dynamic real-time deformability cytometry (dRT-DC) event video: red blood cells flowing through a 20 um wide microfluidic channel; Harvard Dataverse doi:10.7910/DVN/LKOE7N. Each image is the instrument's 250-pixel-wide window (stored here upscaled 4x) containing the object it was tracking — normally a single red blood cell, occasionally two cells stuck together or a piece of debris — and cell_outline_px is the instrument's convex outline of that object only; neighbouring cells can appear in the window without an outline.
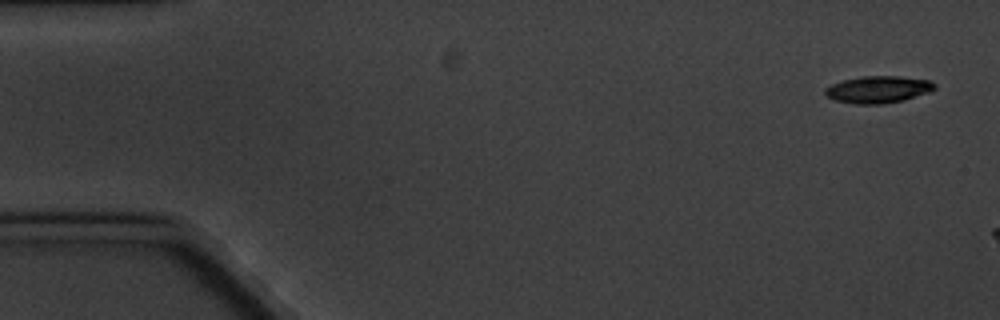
{"species": "common noctule bat (a hibernating species)", "species_latin": "Nyctalus noctula", "temperature_condition": "cold", "stored_images_in_passage": 3, "camera_frame_rate_fps": 3000, "um_per_image_px": 0.085, "animal": {"sex": "male", "body_mass_g": 20.1, "forearm_length_mm": 53.5}, "frame": {"image": 1, "passage_image": 1, "time_ms": 0.0, "image_size_px": [1000, 320], "cell_outline_px": [[936, 88], [928, 92], [904, 100], [884, 104], [856, 104], [836, 100], [828, 96], [824, 92], [824, 88], [832, 84], [844, 80], [860, 76], [900, 76], [932, 80], [936, 84]], "centroid_in_image_um": [74.67, 7.59], "position_along_channel_um": 10.3, "area_um2": 17.28}}